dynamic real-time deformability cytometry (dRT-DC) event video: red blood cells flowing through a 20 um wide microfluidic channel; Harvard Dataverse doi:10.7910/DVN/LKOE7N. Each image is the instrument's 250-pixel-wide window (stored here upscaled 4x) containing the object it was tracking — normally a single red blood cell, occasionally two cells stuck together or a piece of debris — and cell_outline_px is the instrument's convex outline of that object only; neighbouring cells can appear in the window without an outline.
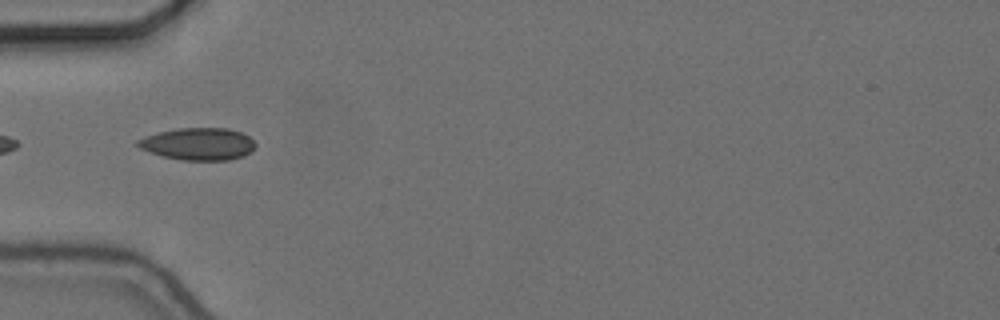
{"species": "common noctule bat (a hibernating species)", "species_latin": "Nyctalus noctula", "temperature_condition": "cold", "stored_images_in_passage": 11, "camera_frame_rate_fps": 3000, "um_per_image_px": 0.085, "animal": {"sex": "female", "body_mass_g": 24.6, "forearm_length_mm": 56.2}, "frame": {"image": 1, "passage_image": 1, "time_ms": 0.0, "image_size_px": [1000, 320], "cell_outline_px": [[256, 144], [252, 152], [244, 156], [228, 160], [180, 160], [164, 156], [140, 148], [132, 144], [136, 140], [160, 132], [176, 128], [228, 128], [240, 132], [248, 136]], "centroid_in_image_um": [16.86, 12.24], "position_along_channel_um": 68.1, "area_um2": 22.08}}
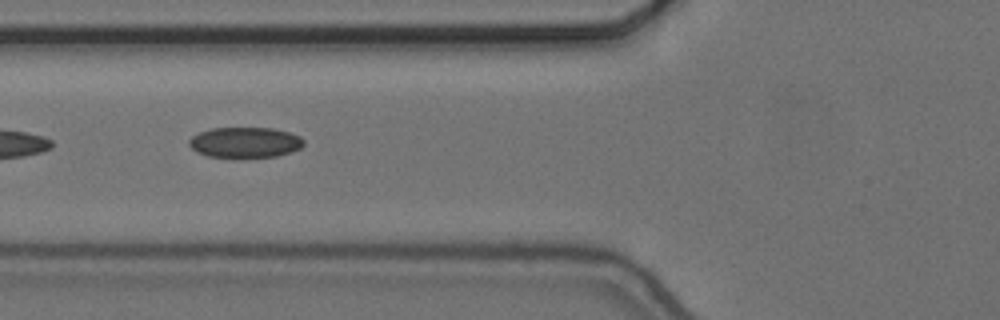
{"frame": {"image": 2, "passage_image": 4, "time_ms": 1.0, "image_size_px": [1000, 320], "cell_outline_px": [[304, 144], [300, 148], [292, 152], [276, 156], [244, 160], [208, 156], [196, 152], [188, 144], [188, 140], [192, 136], [200, 132], [212, 128], [272, 128], [288, 132], [300, 136], [304, 140]], "centroid_in_image_um": [20.82, 12.15], "position_along_channel_um": 105.0, "area_um2": 21.1}}
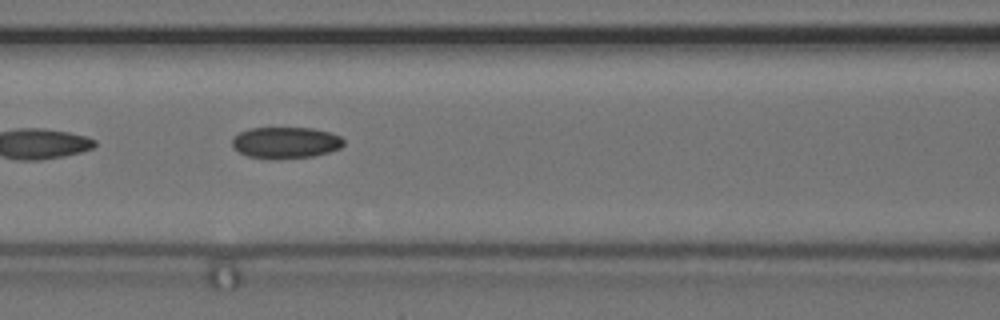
{"frame": {"image": 3, "passage_image": 7, "time_ms": 2.0, "image_size_px": [1000, 320], "cell_outline_px": [[344, 144], [340, 148], [328, 152], [312, 156], [272, 160], [248, 156], [240, 152], [232, 144], [232, 136], [248, 128], [312, 128], [328, 132], [340, 136], [344, 140]], "centroid_in_image_um": [24.26, 12.13], "position_along_channel_um": 142.3, "area_um2": 20.46}}